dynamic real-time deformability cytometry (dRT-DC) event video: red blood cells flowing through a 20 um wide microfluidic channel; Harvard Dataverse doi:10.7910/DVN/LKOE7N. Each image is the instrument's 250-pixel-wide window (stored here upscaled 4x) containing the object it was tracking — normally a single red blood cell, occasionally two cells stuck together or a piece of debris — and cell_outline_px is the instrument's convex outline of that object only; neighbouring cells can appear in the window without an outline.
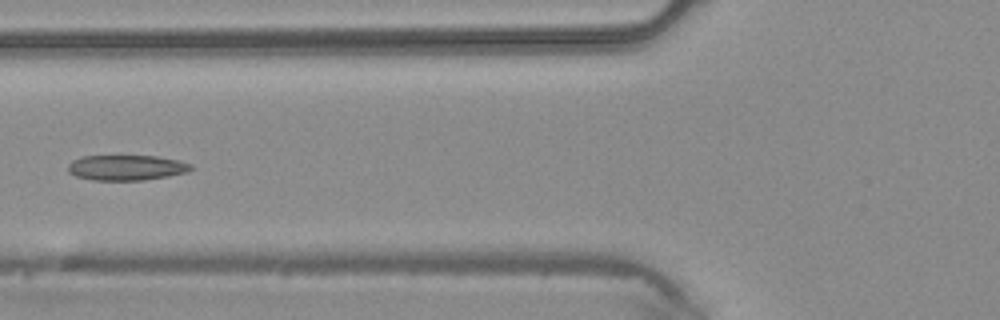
{"species": "common noctule bat (a hibernating species)", "species_latin": "Nyctalus noctula", "temperature_condition": "warm", "stored_images_in_passage": 5, "camera_frame_rate_fps": 3000, "um_per_image_px": 0.085, "animal": {"sex": "male", "body_mass_g": 20.4}, "frame": {"image": 1, "passage_image": 5, "time_ms": 1.333, "image_size_px": [1000, 320], "cell_outline_px": [[196, 168], [188, 172], [168, 176], [144, 180], [92, 180], [76, 176], [68, 172], [68, 164], [72, 160], [84, 156], [156, 156], [180, 160], [192, 164]], "centroid_in_image_um": [10.79, 14.25], "position_along_channel_um": 115.0, "area_um2": 18.32}}